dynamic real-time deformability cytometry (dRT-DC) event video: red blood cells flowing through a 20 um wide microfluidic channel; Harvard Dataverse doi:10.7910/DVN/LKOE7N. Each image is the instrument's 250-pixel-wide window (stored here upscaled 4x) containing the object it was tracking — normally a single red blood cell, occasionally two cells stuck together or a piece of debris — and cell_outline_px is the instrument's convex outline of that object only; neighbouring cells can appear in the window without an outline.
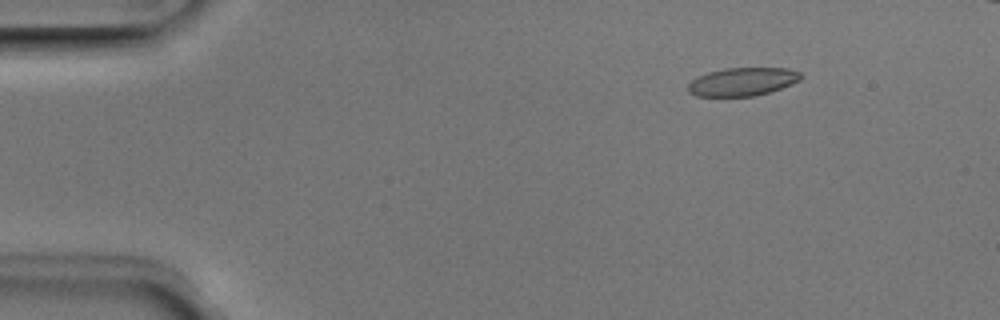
{"species": "Egyptian fruit bat (a non-hibernating species)", "species_latin": "Rousettus aegyptiacus", "temperature_condition": "room temperature", "stored_images_in_passage": 45, "camera_frame_rate_fps": 3000, "um_per_image_px": 0.085, "animal": {"sex": "male"}, "frame": {"image": 1, "passage_image": 1, "time_ms": 0.0, "image_size_px": [1000, 320], "cell_outline_px": [[804, 76], [800, 80], [792, 84], [756, 96], [696, 96], [688, 92], [688, 84], [692, 80], [708, 72], [724, 68], [788, 68], [800, 72]], "centroid_in_image_um": [63.13, 6.94], "position_along_channel_um": 21.9, "area_um2": 18.55}}
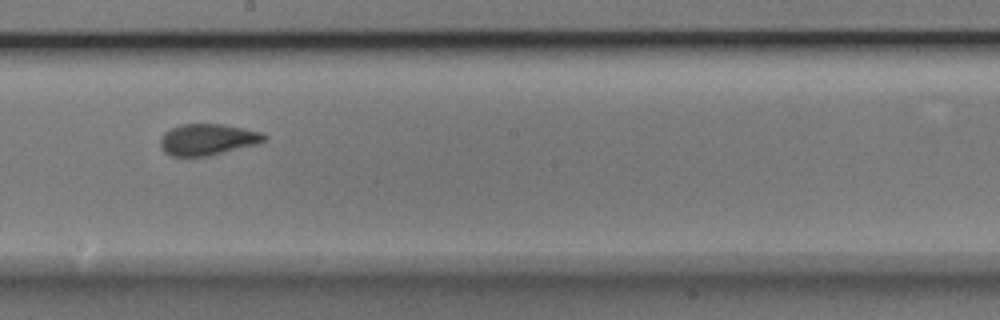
{"frame": {"image": 2, "passage_image": 23, "time_ms": 7.333, "image_size_px": [1000, 320], "cell_outline_px": [[268, 136], [264, 140], [256, 144], [208, 156], [172, 156], [164, 152], [160, 148], [160, 136], [164, 132], [180, 124], [220, 124], [244, 128], [260, 132]], "centroid_in_image_um": [17.6, 11.85], "position_along_channel_um": 230.6, "area_um2": 18.9}}
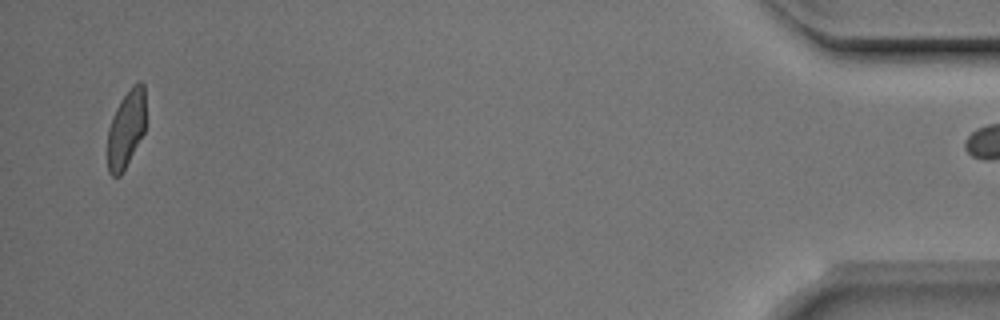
{"frame": {"image": 3, "passage_image": 44, "time_ms": 14.333, "image_size_px": [1000, 320], "cell_outline_px": [[144, 132], [120, 176], [112, 176], [108, 172], [108, 128], [112, 116], [120, 100], [132, 84], [140, 80], [144, 84]], "centroid_in_image_um": [10.7, 10.92], "position_along_channel_um": 424.5, "area_um2": 17.05}}